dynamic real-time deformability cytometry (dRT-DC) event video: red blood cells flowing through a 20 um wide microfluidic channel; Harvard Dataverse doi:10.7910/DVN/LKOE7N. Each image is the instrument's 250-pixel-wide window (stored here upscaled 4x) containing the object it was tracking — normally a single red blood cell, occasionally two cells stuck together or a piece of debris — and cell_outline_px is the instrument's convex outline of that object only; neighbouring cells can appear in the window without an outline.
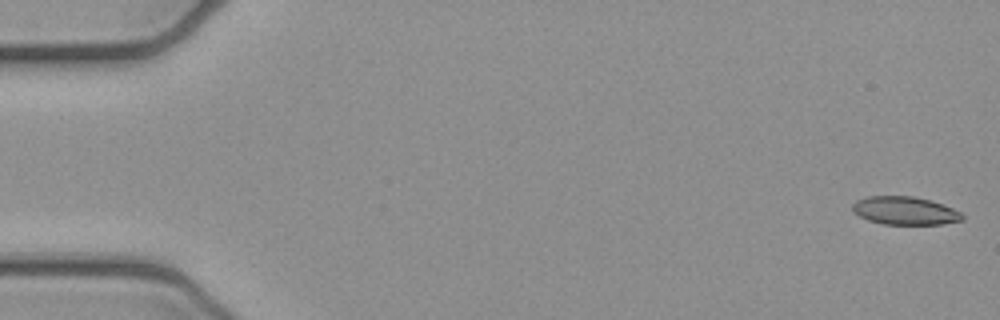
{"species": "common noctule bat (a hibernating species)", "species_latin": "Nyctalus noctula", "temperature_condition": "cold", "stored_images_in_passage": 52, "camera_frame_rate_fps": 3000, "um_per_image_px": 0.085, "animal": {"sex": "female", "body_mass_g": 21.9}, "frame": {"image": 1, "passage_image": 1, "time_ms": 0.0, "image_size_px": [1000, 320], "cell_outline_px": [[964, 220], [944, 224], [884, 224], [868, 220], [852, 212], [852, 204], [856, 200], [868, 196], [912, 196], [928, 200], [952, 208], [960, 212], [964, 216]], "centroid_in_image_um": [76.89, 17.91], "position_along_channel_um": 8.1, "area_um2": 17.92}}
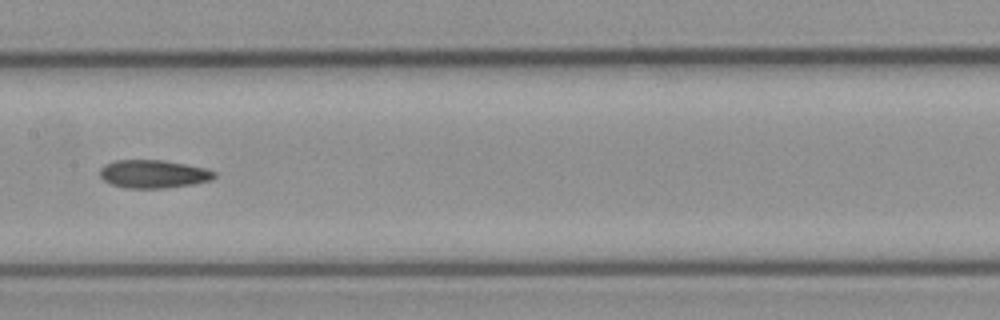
{"frame": {"image": 2, "passage_image": 26, "time_ms": 8.333, "image_size_px": [1000, 320], "cell_outline_px": [[216, 176], [212, 180], [192, 184], [164, 188], [124, 188], [112, 184], [104, 180], [100, 176], [100, 168], [104, 164], [116, 160], [164, 160], [208, 168], [216, 172]], "centroid_in_image_um": [13.06, 14.78], "position_along_channel_um": 194.3, "area_um2": 18.9}}
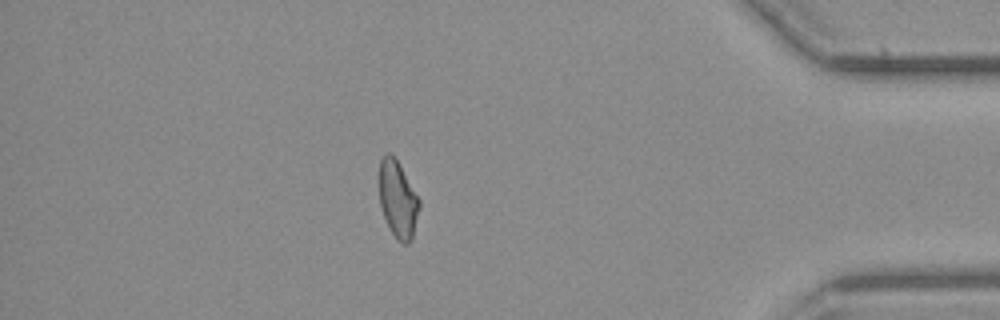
{"frame": {"image": 3, "passage_image": 45, "time_ms": 14.667, "image_size_px": [1000, 320], "cell_outline_px": [[420, 208], [412, 240], [408, 244], [404, 244], [396, 240], [384, 216], [380, 204], [380, 160], [388, 152], [396, 160], [420, 200]], "centroid_in_image_um": [33.84, 17.01], "position_along_channel_um": 401.4, "area_um2": 17.57}, "authors_computed_cell_mechanics": {"area_um2": 18.9295, "velocity_mm_per_s": 3.9482, "shape_relaxation_time_tau1_ms": null, "shape_relaxation_time_tau2_ms": 8.3788, "deformation_change_tau1": null, "deformation_change_tau2": 0.157}}